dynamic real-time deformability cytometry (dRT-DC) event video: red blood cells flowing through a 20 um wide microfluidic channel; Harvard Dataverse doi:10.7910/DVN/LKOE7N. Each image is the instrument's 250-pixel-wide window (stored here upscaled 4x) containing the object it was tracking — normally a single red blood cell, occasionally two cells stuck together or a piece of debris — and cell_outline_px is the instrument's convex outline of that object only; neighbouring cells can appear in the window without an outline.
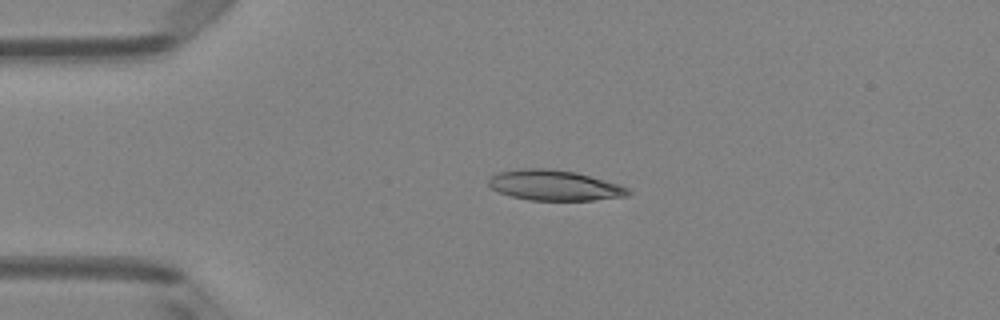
{"species": "Egyptian fruit bat (a non-hibernating species)", "species_latin": "Rousettus aegyptiacus", "temperature_condition": "room temperature", "stored_images_in_passage": 7, "camera_frame_rate_fps": 3000, "um_per_image_px": 0.085, "animal": {"sex": "female"}, "frame": {"image": 1, "passage_image": 3, "time_ms": 0.667, "image_size_px": [1000, 320], "cell_outline_px": [[632, 192], [628, 196], [592, 200], [528, 200], [512, 196], [500, 192], [492, 188], [488, 184], [488, 176], [500, 172], [524, 168], [548, 168], [576, 172], [620, 184], [628, 188]], "centroid_in_image_um": [47.14, 15.75], "position_along_channel_um": 37.9, "area_um2": 24.74}}
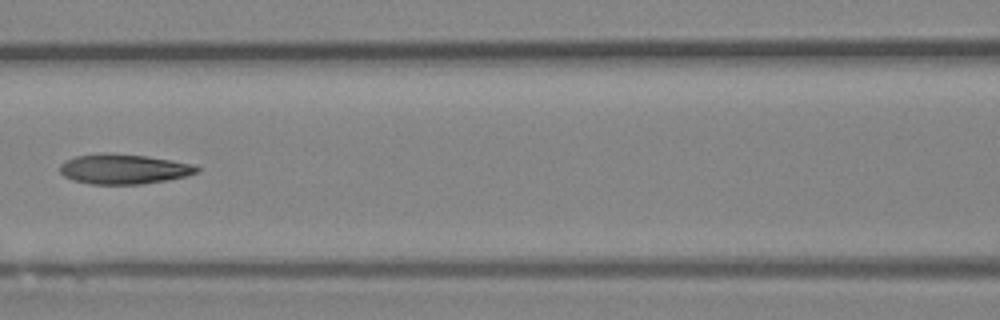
{"frame": {"image": 2, "passage_image": 6, "time_ms": 1.667, "image_size_px": [1000, 320], "cell_outline_px": [[200, 172], [188, 176], [168, 180], [140, 184], [92, 184], [72, 180], [64, 176], [60, 172], [60, 164], [64, 160], [76, 156], [104, 152], [108, 152], [148, 156], [172, 160], [192, 164], [200, 168]], "centroid_in_image_um": [10.53, 14.36], "position_along_channel_um": 156.1, "area_um2": 24.22}}
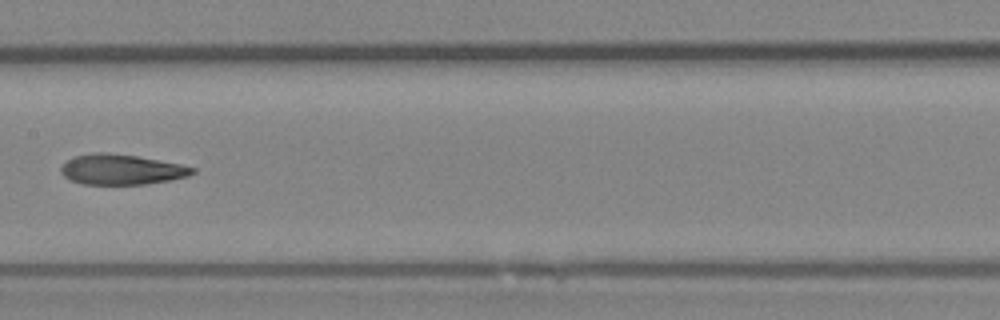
{"frame": {"image": 3, "passage_image": 7, "time_ms": 2.0, "image_size_px": [1000, 320], "cell_outline_px": [[196, 172], [188, 176], [148, 184], [84, 184], [72, 180], [64, 176], [60, 172], [60, 168], [68, 160], [76, 156], [92, 152], [104, 152], [136, 156], [180, 164], [196, 168]], "centroid_in_image_um": [10.33, 14.4], "position_along_channel_um": 197.1, "area_um2": 23.0}}